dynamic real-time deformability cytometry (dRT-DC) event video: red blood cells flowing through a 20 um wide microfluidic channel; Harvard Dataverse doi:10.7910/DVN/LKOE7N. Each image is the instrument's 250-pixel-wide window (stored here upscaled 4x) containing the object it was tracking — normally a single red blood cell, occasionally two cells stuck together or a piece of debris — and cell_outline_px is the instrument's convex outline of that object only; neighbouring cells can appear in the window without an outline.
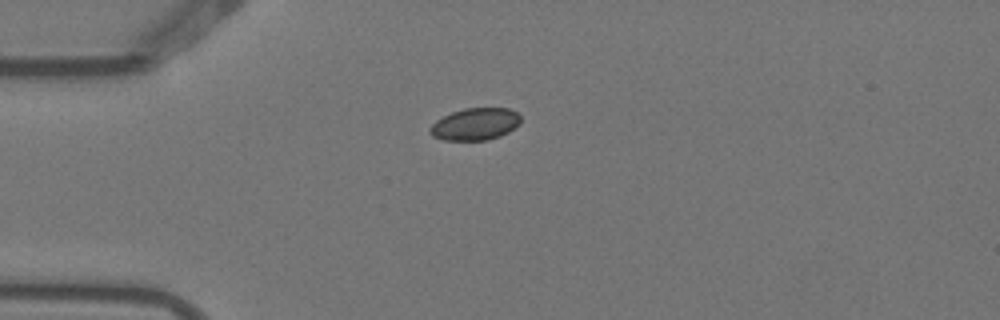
{"species": "Egyptian fruit bat (a non-hibernating species)", "species_latin": "Rousettus aegyptiacus", "temperature_condition": "warm", "stored_images_in_passage": 4, "camera_frame_rate_fps": 3000, "um_per_image_px": 0.085, "animal": {"sex": "female"}, "frame": {"image": 1, "passage_image": 4, "time_ms": 1.0, "image_size_px": [1000, 320], "cell_outline_px": [[520, 124], [508, 132], [500, 136], [488, 140], [444, 140], [432, 136], [428, 132], [428, 128], [436, 120], [452, 112], [464, 108], [508, 108], [516, 112], [520, 116]], "centroid_in_image_um": [40.37, 10.55], "position_along_channel_um": 44.6, "area_um2": 17.05}}